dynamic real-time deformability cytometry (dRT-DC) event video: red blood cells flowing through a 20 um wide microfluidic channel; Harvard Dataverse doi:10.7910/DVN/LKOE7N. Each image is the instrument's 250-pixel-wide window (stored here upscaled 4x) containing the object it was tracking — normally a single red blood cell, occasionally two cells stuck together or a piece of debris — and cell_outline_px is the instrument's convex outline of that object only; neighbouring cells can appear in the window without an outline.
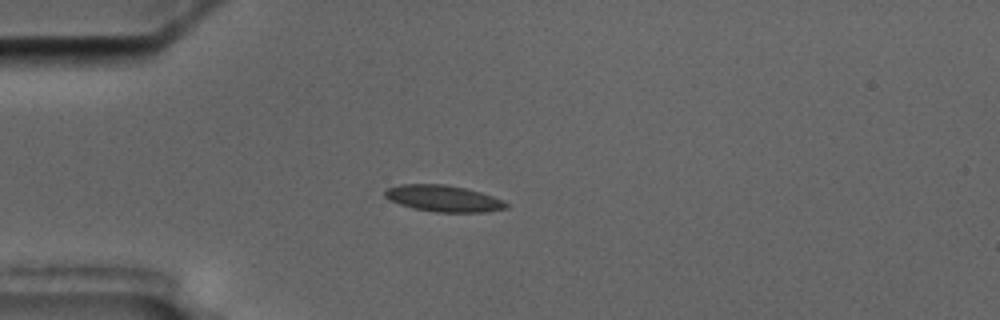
{"species": "common noctule bat (a hibernating species)", "species_latin": "Nyctalus noctula", "temperature_condition": "cold", "stored_images_in_passage": 10, "camera_frame_rate_fps": 3000, "um_per_image_px": 0.085, "animal": {"sex": "male", "body_mass_g": 17.5, "forearm_length_mm": 52.3}, "frame": {"image": 1, "passage_image": 4, "time_ms": 3.333, "image_size_px": [1000, 320], "cell_outline_px": [[508, 208], [484, 212], [436, 212], [412, 208], [400, 204], [384, 196], [384, 192], [388, 188], [400, 184], [444, 184], [464, 188], [480, 192], [504, 200], [508, 204]], "centroid_in_image_um": [37.71, 16.87], "position_along_channel_um": 47.3, "area_um2": 18.55}}
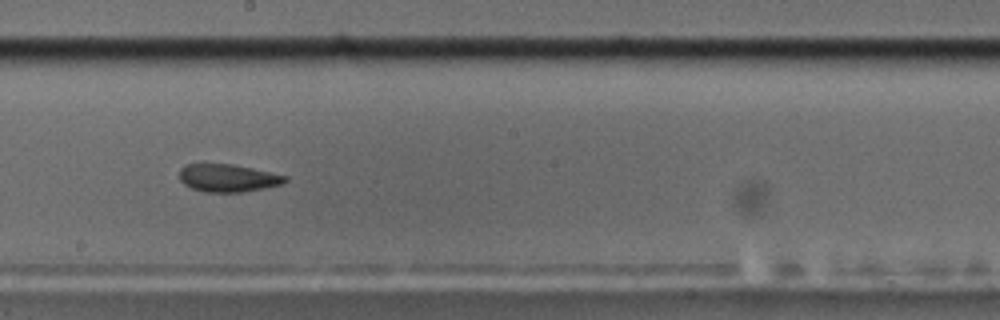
{"frame": {"image": 2, "passage_image": 9, "time_ms": 9.0, "image_size_px": [1000, 320], "cell_outline_px": [[288, 180], [280, 184], [264, 188], [240, 192], [204, 192], [192, 188], [184, 184], [180, 180], [180, 168], [184, 164], [232, 164], [252, 168], [288, 176]], "centroid_in_image_um": [19.35, 15.12], "position_along_channel_um": 228.8, "area_um2": 16.99}}
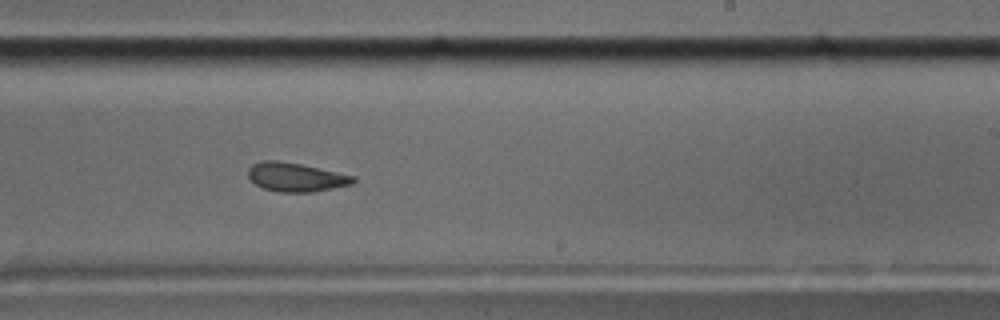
{"frame": {"image": 3, "passage_image": 10, "time_ms": 10.0, "image_size_px": [1000, 320], "cell_outline_px": [[356, 180], [352, 184], [312, 192], [276, 192], [264, 188], [256, 184], [248, 176], [248, 168], [252, 164], [264, 160], [276, 160], [300, 164], [356, 176]], "centroid_in_image_um": [25.14, 15.05], "position_along_channel_um": 263.9, "area_um2": 17.57}}